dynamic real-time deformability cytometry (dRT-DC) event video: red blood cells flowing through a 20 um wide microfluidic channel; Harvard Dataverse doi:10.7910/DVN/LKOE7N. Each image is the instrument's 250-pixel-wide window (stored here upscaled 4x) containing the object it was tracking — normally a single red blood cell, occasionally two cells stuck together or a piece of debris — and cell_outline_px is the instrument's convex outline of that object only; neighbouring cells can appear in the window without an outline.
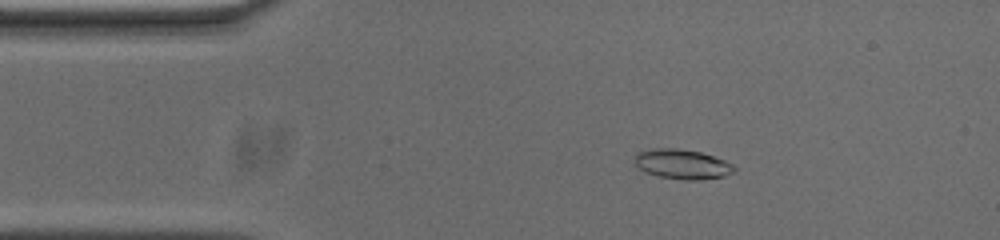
{"species": "common noctule bat (a hibernating species)", "species_latin": "Nyctalus noctula", "temperature_condition": "cold", "stored_images_in_passage": 52, "camera_frame_rate_fps": 3000, "um_per_image_px": 0.085, "animal": {"sex": "male", "body_mass_g": 20.0, "forearm_length_mm": 53.3}, "frame": {"image": 1, "passage_image": 8, "time_ms": 2.333, "image_size_px": [1000, 240], "cell_outline_px": [[736, 172], [724, 176], [700, 180], [688, 180], [660, 176], [644, 172], [636, 164], [636, 152], [652, 148], [676, 148], [700, 152], [724, 160], [732, 164], [736, 168]], "centroid_in_image_um": [58.01, 13.95], "position_along_channel_um": 27.0, "area_um2": 17.17}}
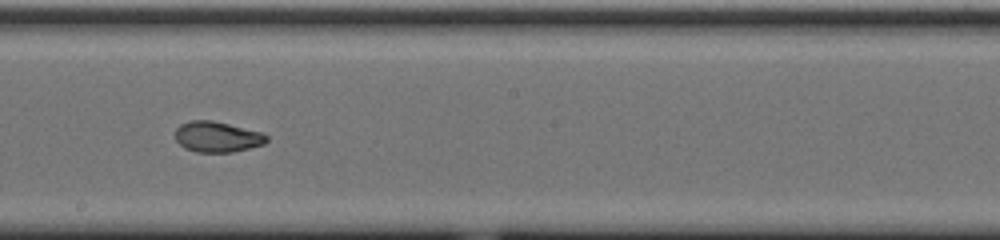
{"frame": {"image": 2, "passage_image": 28, "time_ms": 9.0, "image_size_px": [1000, 240], "cell_outline_px": [[268, 140], [264, 144], [232, 152], [196, 152], [184, 148], [176, 140], [176, 128], [180, 124], [188, 120], [212, 120], [264, 132], [268, 136]], "centroid_in_image_um": [18.47, 11.62], "position_along_channel_um": 229.7, "area_um2": 16.47}}
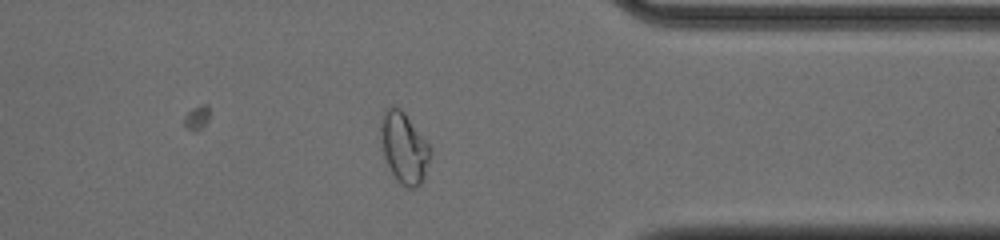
{"frame": {"image": 3, "passage_image": 41, "time_ms": 13.333, "image_size_px": [1000, 240], "cell_outline_px": [[432, 156], [424, 180], [416, 188], [404, 188], [400, 184], [392, 172], [384, 156], [380, 140], [380, 124], [384, 112], [392, 104], [400, 108], [404, 112], [432, 148]], "centroid_in_image_um": [34.37, 12.58], "position_along_channel_um": 377.0, "area_um2": 20.81}, "authors_computed_cell_mechanics": {"area_um2": 16.5308, "velocity_mm_per_s": 3.7065, "shape_relaxation_time_tau1_ms": 6.6414, "shape_relaxation_time_tau2_ms": 1.5706, "deformation_change_tau1": 0.2189, "deformation_change_tau2": 0.0631}}